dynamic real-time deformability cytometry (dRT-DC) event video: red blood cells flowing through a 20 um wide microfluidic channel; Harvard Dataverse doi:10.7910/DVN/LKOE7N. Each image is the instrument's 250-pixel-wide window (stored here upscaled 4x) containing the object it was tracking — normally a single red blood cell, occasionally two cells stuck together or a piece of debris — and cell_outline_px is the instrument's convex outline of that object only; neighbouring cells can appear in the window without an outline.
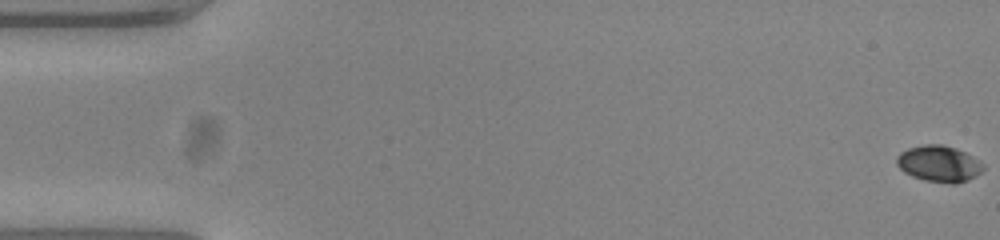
{"species": "common noctule bat (a hibernating species)", "species_latin": "Nyctalus noctula", "temperature_condition": "warm", "stored_images_in_passage": 55, "camera_frame_rate_fps": 3000, "um_per_image_px": 0.085, "animal": {"sex": "female", "body_mass_g": 23.0, "forearm_length_mm": 53.4}, "frame": {"image": 1, "passage_image": 1, "time_ms": 0.0, "image_size_px": [1000, 240], "cell_outline_px": [[984, 168], [976, 176], [968, 180], [956, 184], [952, 184], [924, 180], [912, 176], [904, 172], [896, 164], [896, 156], [900, 152], [908, 148], [924, 144], [940, 144], [956, 148], [980, 160], [984, 164]], "centroid_in_image_um": [79.81, 13.92], "position_along_channel_um": 5.2, "area_um2": 18.44}}
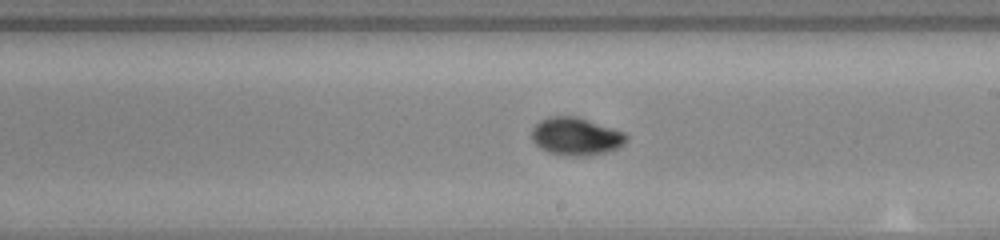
{"frame": {"image": 2, "passage_image": 32, "time_ms": 10.333, "image_size_px": [1000, 240], "cell_outline_px": [[628, 136], [624, 144], [616, 148], [604, 152], [584, 156], [572, 156], [548, 152], [540, 148], [532, 140], [532, 128], [540, 120], [552, 116], [576, 116], [624, 132]], "centroid_in_image_um": [48.93, 11.59], "position_along_channel_um": 240.1, "area_um2": 20.58}}
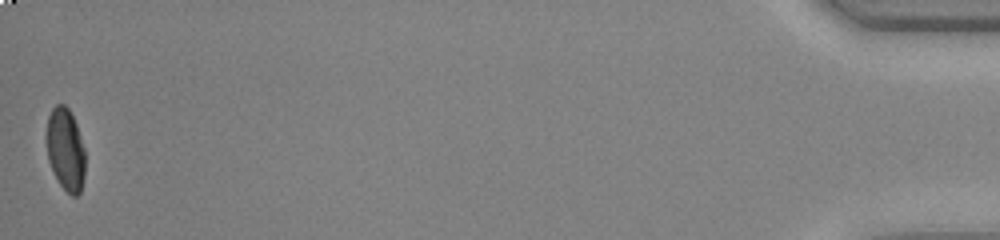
{"frame": {"image": 3, "passage_image": 55, "time_ms": 18.0, "image_size_px": [1000, 240], "cell_outline_px": [[84, 176], [80, 192], [76, 196], [72, 196], [60, 184], [48, 160], [44, 136], [48, 116], [52, 108], [56, 104], [64, 104], [68, 108], [76, 124], [84, 148]], "centroid_in_image_um": [5.53, 12.66], "position_along_channel_um": 429.7, "area_um2": 18.67}, "authors_computed_cell_mechanics": {"area_um2": 19.363, "velocity_mm_per_s": 3.7839, "shape_relaxation_time_tau1_ms": 3.71, "shape_relaxation_time_tau2_ms": 1.3112, "deformation_change_tau1": 0.1723, "deformation_change_tau2": 0.0267}}